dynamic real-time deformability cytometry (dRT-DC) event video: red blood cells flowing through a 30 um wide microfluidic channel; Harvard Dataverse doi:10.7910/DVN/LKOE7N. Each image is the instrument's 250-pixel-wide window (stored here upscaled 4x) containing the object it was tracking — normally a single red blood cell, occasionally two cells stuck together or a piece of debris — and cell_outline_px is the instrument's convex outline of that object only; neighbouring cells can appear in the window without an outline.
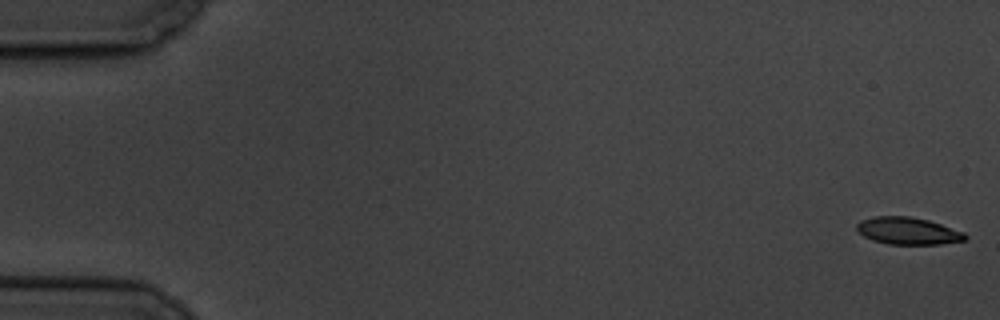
{"species": "common noctule bat (a hibernating species)", "species_latin": "Nyctalus noctula", "temperature_condition": "cold", "stored_images_in_passage": 5, "camera_frame_rate_fps": 3000, "um_per_image_px": 0.085, "animal": {"sex": "male", "body_mass_g": 19.5, "forearm_length_mm": 54.6}, "frame": {"image": 1, "passage_image": 1, "time_ms": 0.0, "image_size_px": [1000, 320], "cell_outline_px": [[968, 236], [964, 240], [940, 244], [888, 244], [872, 240], [864, 236], [856, 228], [856, 224], [860, 220], [876, 216], [908, 216], [928, 220], [964, 232]], "centroid_in_image_um": [77.15, 19.62], "position_along_channel_um": 7.8, "area_um2": 17.05}}
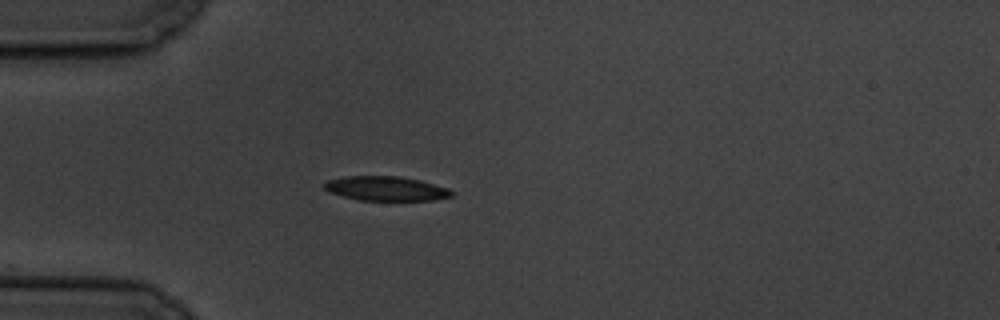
{"frame": {"image": 2, "passage_image": 5, "time_ms": 5.333, "image_size_px": [1000, 320], "cell_outline_px": [[456, 192], [452, 196], [432, 200], [360, 200], [328, 192], [324, 188], [324, 184], [328, 180], [344, 176], [400, 176], [420, 180], [448, 188]], "centroid_in_image_um": [32.83, 16.02], "position_along_channel_um": 52.2, "area_um2": 18.09}}